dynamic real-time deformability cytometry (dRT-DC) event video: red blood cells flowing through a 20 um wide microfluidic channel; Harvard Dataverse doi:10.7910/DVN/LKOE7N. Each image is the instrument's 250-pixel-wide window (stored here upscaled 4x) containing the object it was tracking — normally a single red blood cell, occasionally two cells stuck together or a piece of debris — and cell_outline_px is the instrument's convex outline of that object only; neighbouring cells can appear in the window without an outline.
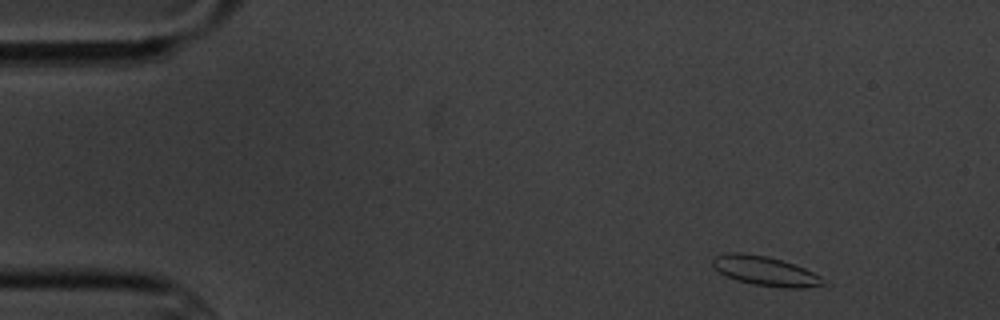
{"species": "common noctule bat (a hibernating species)", "species_latin": "Nyctalus noctula", "temperature_condition": "cold", "stored_images_in_passage": 4, "camera_frame_rate_fps": 3000, "um_per_image_px": 0.085, "animal": {"sex": "male", "body_mass_g": 20.1, "forearm_length_mm": 53.5}, "frame": {"image": 1, "passage_image": 1, "time_ms": 0.0, "image_size_px": [1000, 320], "cell_outline_px": [[824, 284], [804, 288], [784, 288], [752, 284], [736, 280], [712, 268], [712, 256], [724, 252], [740, 252], [768, 256], [804, 268], [820, 276], [824, 280]], "centroid_in_image_um": [64.96, 23.02], "position_along_channel_um": 20.0, "area_um2": 19.02}}
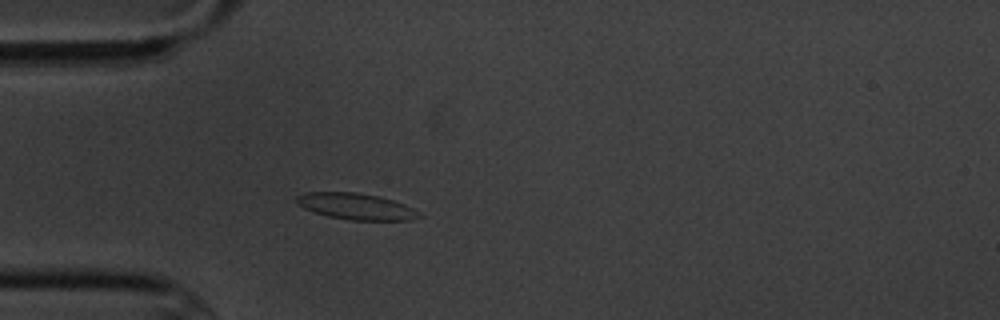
{"frame": {"image": 2, "passage_image": 4, "time_ms": 3.333, "image_size_px": [1000, 320], "cell_outline_px": [[424, 216], [412, 220], [352, 220], [328, 216], [304, 208], [296, 200], [296, 196], [304, 192], [356, 192], [376, 196], [392, 200], [404, 204], [420, 212]], "centroid_in_image_um": [30.3, 17.55], "position_along_channel_um": 54.7, "area_um2": 18.61}}